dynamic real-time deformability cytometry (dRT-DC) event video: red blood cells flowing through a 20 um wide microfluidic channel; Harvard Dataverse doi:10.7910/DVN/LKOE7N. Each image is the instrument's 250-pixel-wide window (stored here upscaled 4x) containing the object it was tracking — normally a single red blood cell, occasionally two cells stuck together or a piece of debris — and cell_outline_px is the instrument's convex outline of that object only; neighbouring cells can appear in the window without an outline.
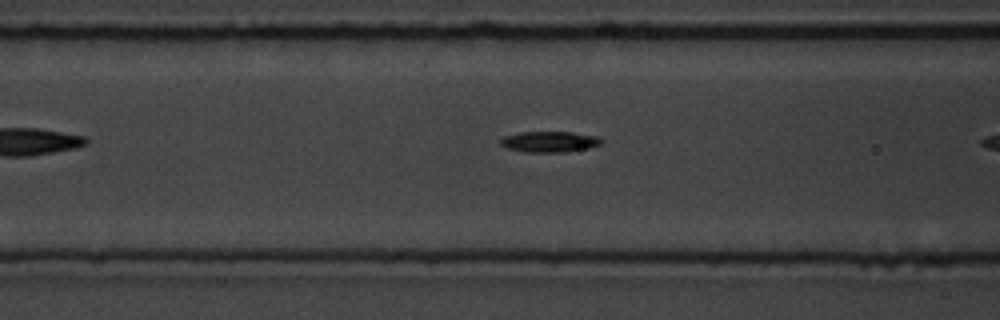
{"species": "common noctule bat (a hibernating species)", "species_latin": "Nyctalus noctula", "temperature_condition": "room temperature", "stored_images_in_passage": 9, "camera_frame_rate_fps": 3000, "um_per_image_px": 0.085, "animal": {"sex": "male", "body_mass_g": 19.5, "forearm_length_mm": 54.6}, "frame": {"image": 1, "passage_image": 8, "time_ms": 2.333, "image_size_px": [1000, 320], "cell_outline_px": [[604, 140], [600, 144], [588, 148], [564, 152], [524, 152], [508, 148], [500, 144], [500, 140], [504, 136], [520, 132], [572, 132], [596, 136]], "centroid_in_image_um": [46.7, 12.04], "position_along_channel_um": 119.9, "area_um2": 12.2}}